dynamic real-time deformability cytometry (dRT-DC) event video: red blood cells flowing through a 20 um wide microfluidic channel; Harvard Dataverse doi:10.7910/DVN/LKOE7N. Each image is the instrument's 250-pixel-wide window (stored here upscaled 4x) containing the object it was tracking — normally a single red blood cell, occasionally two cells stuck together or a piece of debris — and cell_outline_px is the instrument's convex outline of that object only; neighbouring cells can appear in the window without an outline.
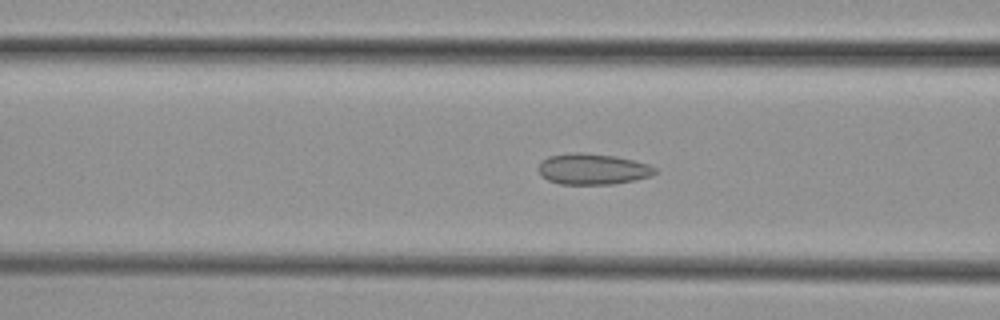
{"species": "common noctule bat (a hibernating species)", "species_latin": "Nyctalus noctula", "temperature_condition": "cold", "stored_images_in_passage": 37, "camera_frame_rate_fps": 3000, "um_per_image_px": 0.085, "animal": {"sex": "female", "body_mass_g": 29.2, "forearm_length_mm": 56.3}, "frame": {"image": 1, "passage_image": 4, "time_ms": 1.0, "image_size_px": [1000, 320], "cell_outline_px": [[656, 172], [652, 176], [636, 180], [612, 184], [560, 184], [548, 180], [540, 176], [536, 168], [548, 156], [576, 152], [584, 152], [616, 156], [648, 164], [656, 168]], "centroid_in_image_um": [50.36, 14.37], "position_along_channel_um": 116.2, "area_um2": 21.15}}
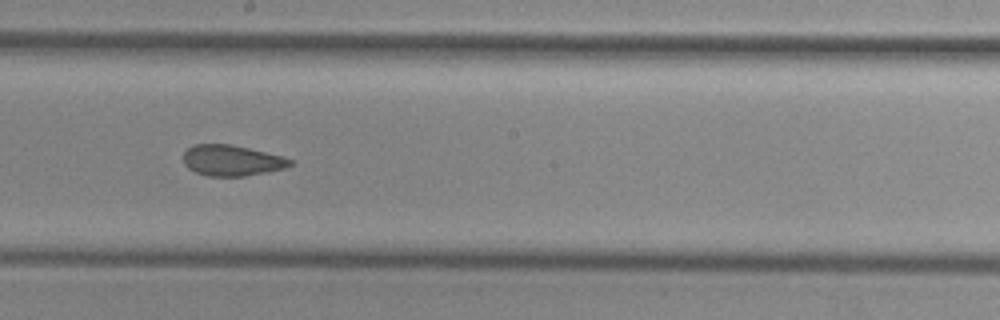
{"frame": {"image": 2, "passage_image": 13, "time_ms": 4.0, "image_size_px": [1000, 320], "cell_outline_px": [[292, 164], [288, 168], [268, 172], [244, 176], [208, 176], [196, 172], [188, 168], [184, 164], [184, 152], [192, 144], [228, 144], [248, 148], [280, 156], [292, 160]], "centroid_in_image_um": [19.69, 13.65], "position_along_channel_um": 228.5, "area_um2": 19.07}}
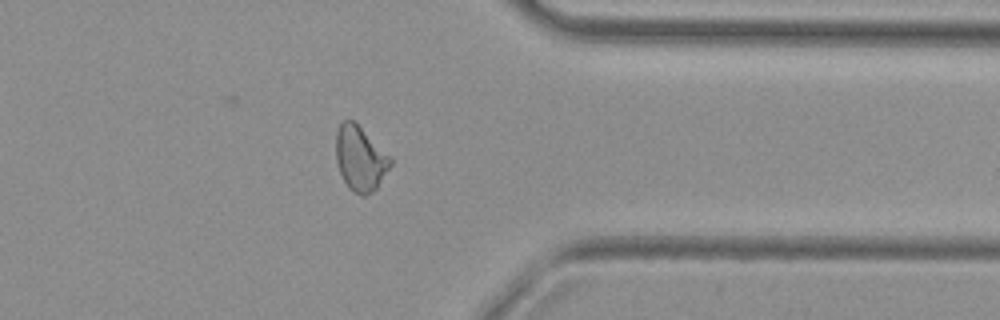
{"frame": {"image": 3, "passage_image": 26, "time_ms": 8.333, "image_size_px": [1000, 320], "cell_outline_px": [[392, 164], [376, 188], [372, 192], [364, 196], [360, 196], [348, 188], [340, 172], [336, 160], [336, 132], [340, 124], [344, 120], [352, 120], [392, 156]], "centroid_in_image_um": [30.63, 13.49], "position_along_channel_um": 380.8, "area_um2": 20.52}}